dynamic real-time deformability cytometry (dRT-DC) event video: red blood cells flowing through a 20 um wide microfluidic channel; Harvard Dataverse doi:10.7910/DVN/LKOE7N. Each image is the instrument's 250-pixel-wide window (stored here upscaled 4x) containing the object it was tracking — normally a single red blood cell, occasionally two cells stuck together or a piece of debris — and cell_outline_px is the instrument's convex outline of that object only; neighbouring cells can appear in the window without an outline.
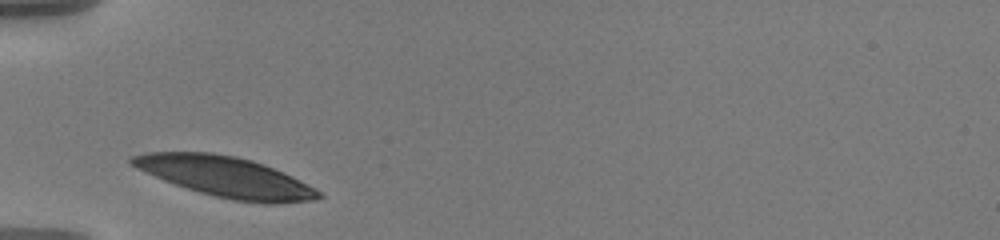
{"species": "human", "species_latin": "Homo sapiens", "temperature_condition": "warm", "stored_images_in_passage": 30, "camera_frame_rate_fps": 3000, "um_per_image_px": 0.085, "donor": {"sex": "male"}, "frame": {"image": 1, "passage_image": 1, "time_ms": 0.0, "image_size_px": [1000, 240], "cell_outline_px": [[324, 196], [316, 200], [276, 204], [268, 204], [232, 200], [200, 192], [164, 180], [136, 168], [128, 160], [132, 156], [144, 152], [212, 152], [236, 156], [252, 160], [264, 164], [284, 172], [292, 176], [320, 192]], "centroid_in_image_um": [19.2, 15.03], "position_along_channel_um": 65.8, "area_um2": 43.75}}
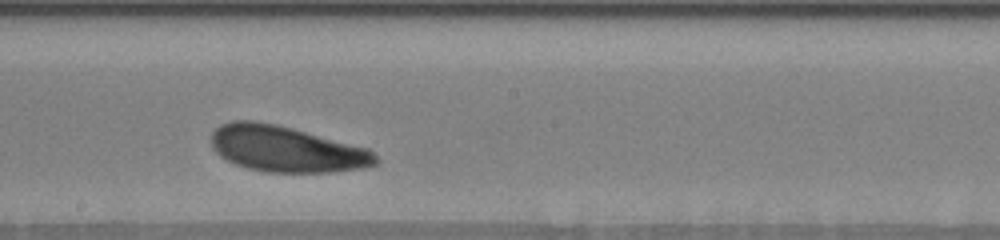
{"frame": {"image": 2, "passage_image": 15, "time_ms": 4.667, "image_size_px": [1000, 240], "cell_outline_px": [[380, 164], [364, 168], [332, 172], [264, 172], [248, 168], [236, 164], [220, 156], [212, 148], [212, 132], [220, 124], [232, 120], [252, 120], [276, 124], [292, 128], [368, 148], [380, 160]], "centroid_in_image_um": [24.35, 12.67], "position_along_channel_um": 223.9, "area_um2": 44.16}}
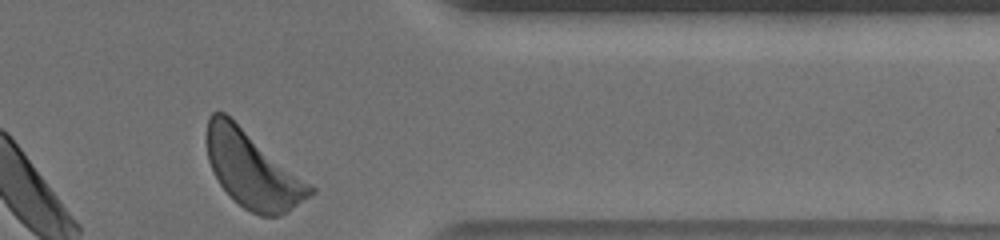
{"frame": {"image": 3, "passage_image": 30, "time_ms": 9.667, "image_size_px": [1000, 240], "cell_outline_px": [[316, 192], [288, 212], [280, 216], [260, 216], [244, 208], [220, 184], [208, 160], [208, 116], [212, 112], [224, 112], [316, 188]], "centroid_in_image_um": [21.5, 14.45], "position_along_channel_um": 389.9, "area_um2": 45.14}, "authors_computed_cell_mechanics": {"area_um2": 43.5523, "velocity_mm_per_s": 3.4894, "shape_relaxation_time_tau1_ms": 1.5809, "shape_relaxation_time_tau2_ms": 5.2788, "deformation_change_tau1": 0.1114, "deformation_change_tau2": 0.1503}}